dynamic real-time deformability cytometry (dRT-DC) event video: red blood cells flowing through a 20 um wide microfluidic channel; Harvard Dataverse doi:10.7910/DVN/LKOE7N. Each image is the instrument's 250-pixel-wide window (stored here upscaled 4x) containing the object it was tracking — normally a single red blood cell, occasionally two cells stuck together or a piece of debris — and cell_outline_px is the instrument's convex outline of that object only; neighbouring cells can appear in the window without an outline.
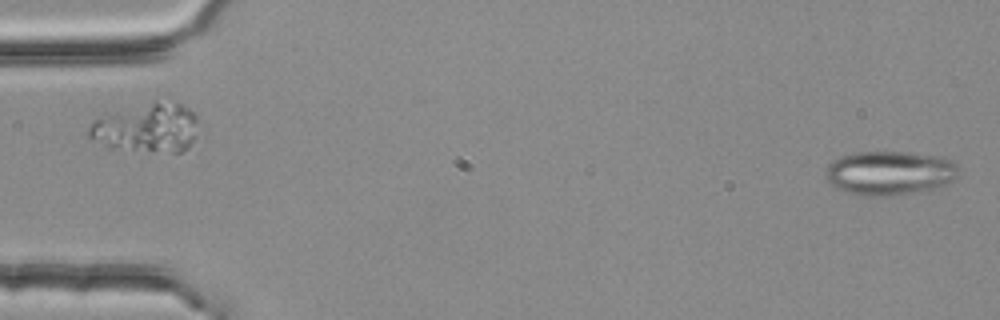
{"species": "common noctule bat (a hibernating species)", "species_latin": "Nyctalus noctula", "temperature_condition": "room temperature", "stored_images_in_passage": 3, "segment_of_instrument_passage": [2, 2], "camera_frame_rate_fps": 3000, "um_per_image_px": 0.085, "animal": {"sex": "female", "body_mass_g": 25.1}, "frame": {"image": 1, "passage_image": 3, "time_ms": 0.667, "image_size_px": [1000, 320], "cell_outline_px": [[960, 168], [956, 176], [952, 180], [928, 192], [884, 196], [868, 196], [848, 192], [836, 188], [824, 176], [824, 168], [832, 160], [852, 152], [908, 152], [940, 156], [952, 160]], "centroid_in_image_um": [75.62, 14.7], "position_along_channel_um": 9.4, "area_um2": 34.68}}